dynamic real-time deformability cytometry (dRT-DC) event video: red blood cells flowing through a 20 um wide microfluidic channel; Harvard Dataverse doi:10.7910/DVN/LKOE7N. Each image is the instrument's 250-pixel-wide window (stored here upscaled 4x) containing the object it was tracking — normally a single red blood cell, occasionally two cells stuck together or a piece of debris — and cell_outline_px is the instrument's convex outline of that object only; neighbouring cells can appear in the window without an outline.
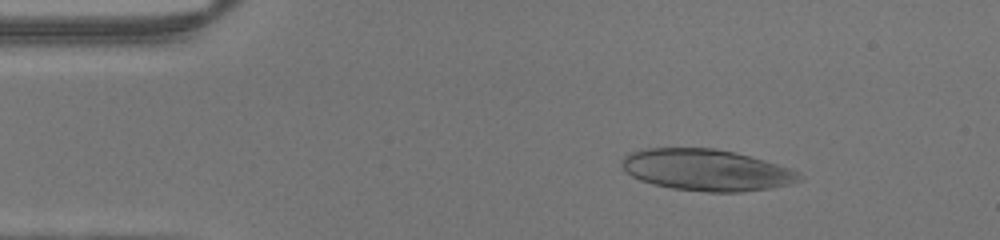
{"species": "human", "species_latin": "Homo sapiens", "temperature_condition": "warm", "stored_images_in_passage": 47, "camera_frame_rate_fps": 3000, "um_per_image_px": 0.085, "donor": {"sex": "male"}, "frame": {"image": 1, "passage_image": 7, "time_ms": 2.0, "image_size_px": [1000, 240], "cell_outline_px": [[804, 180], [792, 184], [772, 188], [740, 192], [708, 192], [672, 188], [652, 184], [640, 180], [632, 176], [620, 164], [624, 156], [628, 152], [644, 148], [716, 148], [764, 160], [792, 168], [800, 172], [804, 176]], "centroid_in_image_um": [60.09, 14.45], "position_along_channel_um": 24.9, "area_um2": 43.23}}
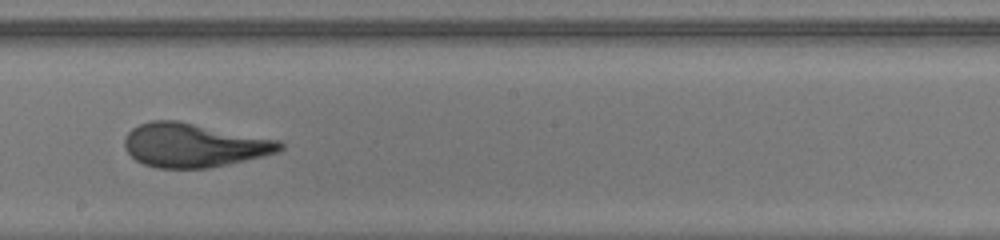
{"frame": {"image": 2, "passage_image": 26, "time_ms": 8.333, "image_size_px": [1000, 240], "cell_outline_px": [[284, 148], [280, 152], [228, 164], [208, 168], [156, 168], [144, 164], [136, 160], [124, 148], [124, 140], [128, 132], [132, 128], [140, 124], [152, 120], [176, 120], [280, 140], [284, 144]], "centroid_in_image_um": [16.49, 12.34], "position_along_channel_um": 231.7, "area_um2": 39.77}}
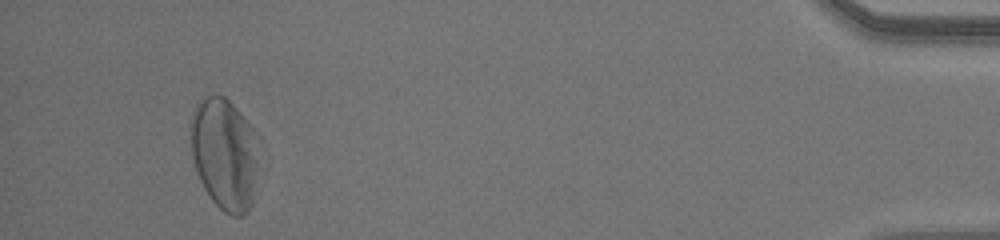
{"frame": {"image": 3, "passage_image": 44, "time_ms": 14.333, "image_size_px": [1000, 240], "cell_outline_px": [[268, 168], [252, 204], [248, 212], [244, 216], [232, 216], [224, 212], [212, 200], [204, 188], [200, 180], [192, 156], [188, 136], [192, 112], [200, 96], [224, 96], [236, 108], [260, 136], [268, 152]], "centroid_in_image_um": [19.29, 13.13], "position_along_channel_um": 415.9, "area_um2": 48.55}}